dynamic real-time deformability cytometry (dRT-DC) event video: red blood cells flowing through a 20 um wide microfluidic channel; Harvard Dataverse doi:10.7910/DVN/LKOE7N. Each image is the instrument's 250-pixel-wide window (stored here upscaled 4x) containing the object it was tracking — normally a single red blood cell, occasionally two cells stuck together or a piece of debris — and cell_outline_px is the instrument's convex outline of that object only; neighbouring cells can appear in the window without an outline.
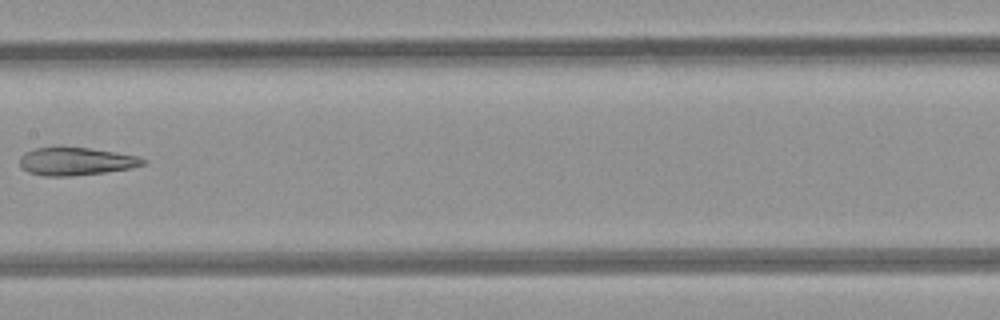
{"species": "common noctule bat (a hibernating species)", "species_latin": "Nyctalus noctula", "temperature_condition": "room temperature", "stored_images_in_passage": 8, "camera_frame_rate_fps": 3000, "um_per_image_px": 0.085, "animal": {"sex": "female", "body_mass_g": 21.9}, "frame": {"image": 1, "passage_image": 7, "time_ms": 8.0, "image_size_px": [1000, 320], "cell_outline_px": [[148, 160], [144, 164], [132, 168], [104, 172], [72, 176], [44, 176], [28, 172], [20, 164], [20, 156], [36, 148], [88, 148], [136, 156]], "centroid_in_image_um": [6.47, 13.73], "position_along_channel_um": 200.9, "area_um2": 19.54}}
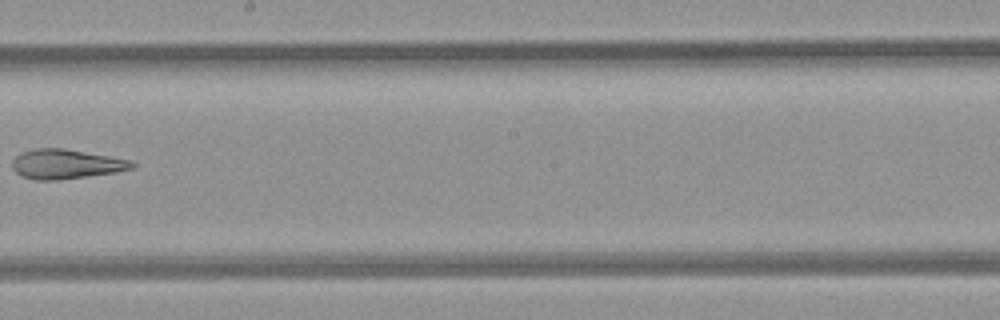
{"frame": {"image": 2, "passage_image": 8, "time_ms": 9.0, "image_size_px": [1000, 320], "cell_outline_px": [[136, 164], [132, 168], [116, 172], [56, 180], [36, 180], [20, 176], [12, 168], [12, 160], [20, 152], [36, 148], [64, 148], [132, 160]], "centroid_in_image_um": [5.58, 13.94], "position_along_channel_um": 242.6, "area_um2": 20.63}}